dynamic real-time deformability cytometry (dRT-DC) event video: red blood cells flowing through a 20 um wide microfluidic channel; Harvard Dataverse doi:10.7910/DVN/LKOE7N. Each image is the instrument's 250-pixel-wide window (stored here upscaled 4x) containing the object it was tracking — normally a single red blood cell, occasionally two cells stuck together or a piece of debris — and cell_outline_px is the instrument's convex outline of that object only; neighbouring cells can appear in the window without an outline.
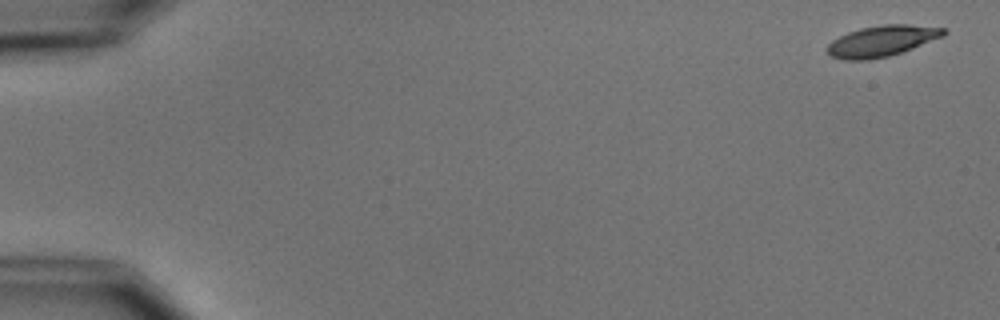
{"species": "common noctule bat (a hibernating species)", "species_latin": "Nyctalus noctula", "temperature_condition": "cold", "stored_images_in_passage": 5, "camera_frame_rate_fps": 3000, "um_per_image_px": 0.085, "animal": {"sex": "male", "body_mass_g": 15.6}, "frame": {"image": 1, "passage_image": 1, "time_ms": 0.0, "image_size_px": [1000, 320], "cell_outline_px": [[948, 32], [944, 36], [912, 48], [888, 56], [868, 60], [844, 60], [832, 56], [824, 48], [832, 40], [848, 32], [860, 28], [880, 24], [908, 24], [948, 28]], "centroid_in_image_um": [74.97, 3.47], "position_along_channel_um": 10.0, "area_um2": 21.1}}
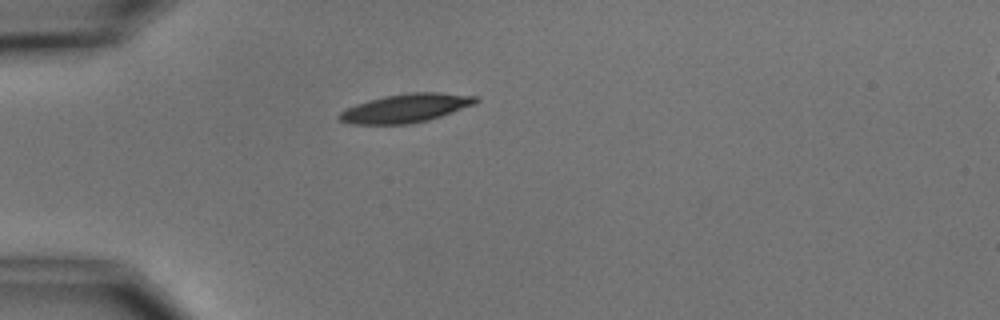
{"frame": {"image": 2, "passage_image": 5, "time_ms": 4.667, "image_size_px": [1000, 320], "cell_outline_px": [[480, 100], [472, 104], [452, 112], [428, 120], [408, 124], [352, 124], [340, 120], [336, 116], [344, 108], [368, 100], [384, 96], [408, 92], [440, 92], [480, 96]], "centroid_in_image_um": [34.47, 9.18], "position_along_channel_um": 50.5, "area_um2": 22.83}}